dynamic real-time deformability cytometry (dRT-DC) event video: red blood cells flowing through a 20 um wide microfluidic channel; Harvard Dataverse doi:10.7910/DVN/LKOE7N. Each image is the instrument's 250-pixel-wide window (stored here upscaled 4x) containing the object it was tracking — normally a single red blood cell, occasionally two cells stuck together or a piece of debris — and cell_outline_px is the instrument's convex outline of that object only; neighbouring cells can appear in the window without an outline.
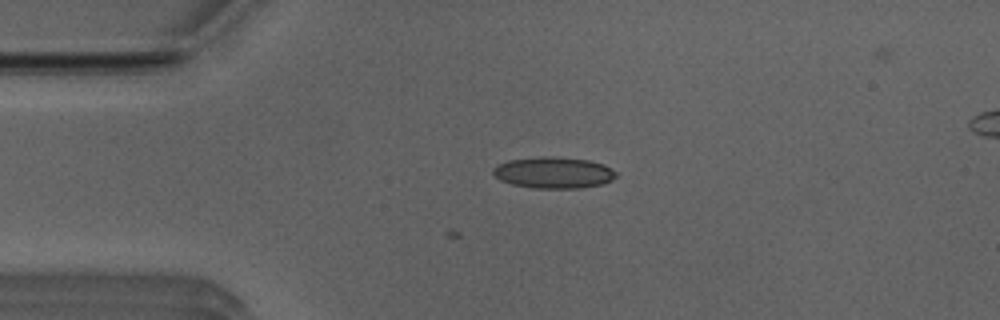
{"species": "Egyptian fruit bat (a non-hibernating species)", "species_latin": "Rousettus aegyptiacus", "temperature_condition": "room temperature", "stored_images_in_passage": 40, "camera_frame_rate_fps": 3000, "um_per_image_px": 0.085, "animal": {"sex": "male"}, "frame": {"image": 1, "passage_image": 1, "time_ms": 0.0, "image_size_px": [1000, 320], "cell_outline_px": [[616, 176], [612, 180], [600, 184], [580, 188], [532, 188], [512, 184], [500, 180], [492, 172], [492, 168], [496, 164], [508, 160], [540, 156], [552, 156], [588, 160], [604, 164], [616, 172]], "centroid_in_image_um": [47.02, 14.66], "position_along_channel_um": 38.0, "area_um2": 22.54}}